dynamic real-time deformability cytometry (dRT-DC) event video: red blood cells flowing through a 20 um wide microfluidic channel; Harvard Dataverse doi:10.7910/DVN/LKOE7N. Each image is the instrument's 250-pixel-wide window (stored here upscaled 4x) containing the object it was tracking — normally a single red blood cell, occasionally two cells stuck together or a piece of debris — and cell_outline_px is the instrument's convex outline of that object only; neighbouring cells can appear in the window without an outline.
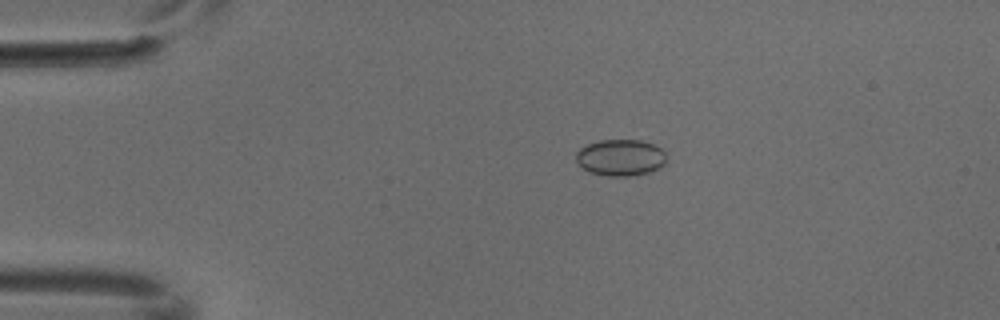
{"species": "common noctule bat (a hibernating species)", "species_latin": "Nyctalus noctula", "temperature_condition": "cold", "stored_images_in_passage": 4, "camera_frame_rate_fps": 3000, "um_per_image_px": 0.085, "animal": {"sex": "male", "body_mass_g": 18.8}, "frame": {"image": 1, "passage_image": 3, "time_ms": 0.667, "image_size_px": [1000, 320], "cell_outline_px": [[664, 164], [660, 168], [648, 172], [628, 176], [608, 176], [592, 172], [584, 168], [576, 160], [576, 152], [580, 148], [588, 144], [600, 140], [640, 140], [652, 144], [660, 148], [664, 152]], "centroid_in_image_um": [52.74, 13.39], "position_along_channel_um": 32.3, "area_um2": 18.9}}